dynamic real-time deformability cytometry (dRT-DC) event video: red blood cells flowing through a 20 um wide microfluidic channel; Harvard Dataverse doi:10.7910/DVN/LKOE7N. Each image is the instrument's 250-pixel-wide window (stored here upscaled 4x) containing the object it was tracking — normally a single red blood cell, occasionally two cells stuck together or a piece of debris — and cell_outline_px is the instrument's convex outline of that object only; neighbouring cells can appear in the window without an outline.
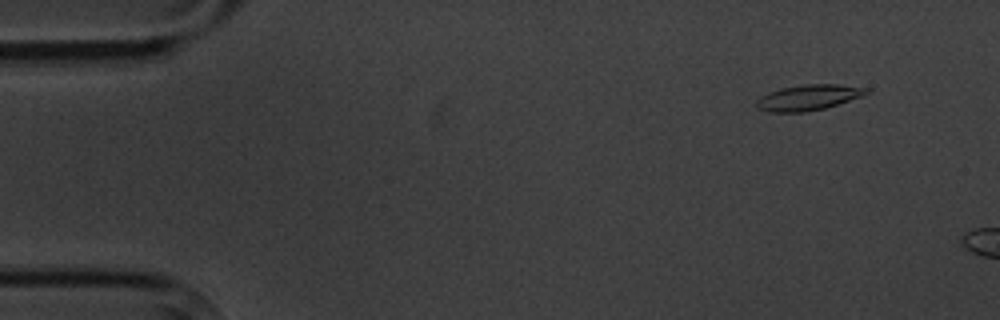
{"species": "common noctule bat (a hibernating species)", "species_latin": "Nyctalus noctula", "temperature_condition": "cold", "stored_images_in_passage": 4, "camera_frame_rate_fps": 3000, "um_per_image_px": 0.085, "animal": {"sex": "male", "body_mass_g": 20.1, "forearm_length_mm": 53.5}, "frame": {"image": 1, "passage_image": 2, "time_ms": 1.0, "image_size_px": [1000, 320], "cell_outline_px": [[872, 92], [824, 108], [804, 112], [768, 112], [756, 108], [756, 100], [760, 96], [768, 92], [780, 88], [804, 84], [840, 84], [872, 88]], "centroid_in_image_um": [68.7, 8.27], "position_along_channel_um": 16.3, "area_um2": 16.53}}